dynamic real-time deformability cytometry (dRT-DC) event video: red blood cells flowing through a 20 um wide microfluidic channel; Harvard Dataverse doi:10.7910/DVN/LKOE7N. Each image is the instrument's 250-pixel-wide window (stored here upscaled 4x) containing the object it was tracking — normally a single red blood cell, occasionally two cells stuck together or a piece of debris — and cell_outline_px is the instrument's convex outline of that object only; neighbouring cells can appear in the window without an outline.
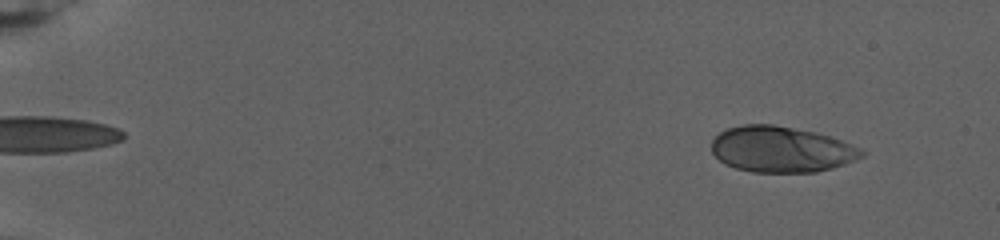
{"species": "human", "species_latin": "Homo sapiens", "temperature_condition": "warm", "stored_images_in_passage": 79, "camera_frame_rate_fps": 3000, "um_per_image_px": 0.085, "donor": {"sex": "female"}, "frame": {"image": 1, "passage_image": 7, "time_ms": 2.0, "image_size_px": [1000, 240], "cell_outline_px": [[868, 152], [864, 156], [844, 164], [832, 168], [816, 172], [752, 172], [736, 168], [724, 164], [712, 152], [712, 140], [720, 132], [728, 128], [744, 124], [772, 124], [816, 132], [832, 136], [860, 148]], "centroid_in_image_um": [66.43, 12.69], "position_along_channel_um": 18.6, "area_um2": 40.29}}
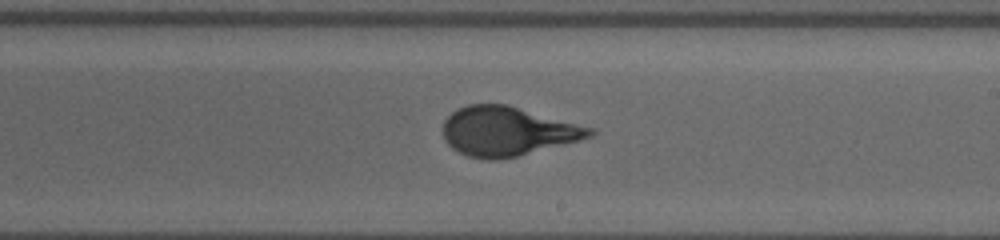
{"frame": {"image": 2, "passage_image": 49, "time_ms": 16.0, "image_size_px": [1000, 240], "cell_outline_px": [[596, 132], [592, 136], [516, 156], [496, 160], [484, 160], [468, 156], [452, 148], [444, 140], [444, 120], [452, 112], [468, 104], [508, 104], [596, 128]], "centroid_in_image_um": [43.13, 11.14], "position_along_channel_um": 245.9, "area_um2": 41.91}}
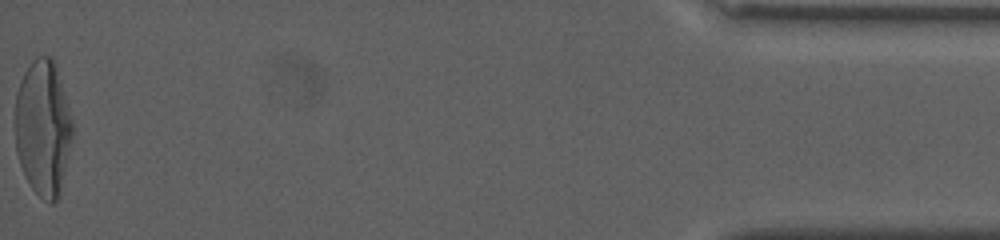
{"frame": {"image": 3, "passage_image": 79, "time_ms": 26.0, "image_size_px": [1000, 240], "cell_outline_px": [[72, 136], [60, 196], [52, 204], [48, 204], [32, 188], [24, 176], [16, 152], [16, 92], [20, 80], [24, 72], [32, 60], [36, 56], [52, 56], [56, 68], [72, 120]], "centroid_in_image_um": [3.65, 10.9], "position_along_channel_um": 431.6, "area_um2": 45.2}, "authors_computed_cell_mechanics": {"area_um2": 41.2692, "velocity_mm_per_s": 2.677, "shape_relaxation_time_tau1_ms": 7.6531, "shape_relaxation_time_tau2_ms": null, "deformation_change_tau1": 0.2708, "deformation_change_tau2": null}}